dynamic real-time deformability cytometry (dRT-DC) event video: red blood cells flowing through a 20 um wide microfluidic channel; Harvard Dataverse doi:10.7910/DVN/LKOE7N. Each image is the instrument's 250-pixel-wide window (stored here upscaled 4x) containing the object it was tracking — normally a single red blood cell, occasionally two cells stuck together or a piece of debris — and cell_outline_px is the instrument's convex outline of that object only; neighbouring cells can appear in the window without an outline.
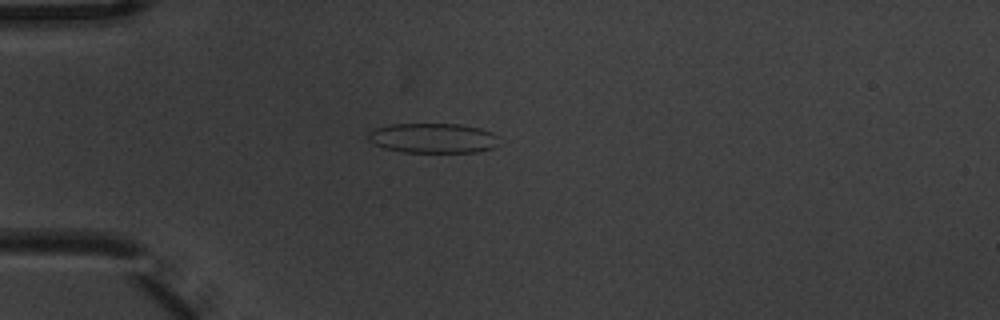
{"species": "common noctule bat (a hibernating species)", "species_latin": "Nyctalus noctula", "temperature_condition": "warm", "stored_images_in_passage": 8, "camera_frame_rate_fps": 3000, "um_per_image_px": 0.085, "animal": {"sex": "male", "body_mass_g": 20.1, "forearm_length_mm": 53.5}, "frame": {"image": 1, "passage_image": 5, "time_ms": 1.333, "image_size_px": [1000, 320], "cell_outline_px": [[500, 144], [492, 148], [476, 152], [404, 152], [384, 148], [368, 140], [368, 132], [376, 128], [392, 124], [460, 124], [480, 128], [492, 132], [500, 136]], "centroid_in_image_um": [36.86, 11.74], "position_along_channel_um": 48.1, "area_um2": 22.95}}
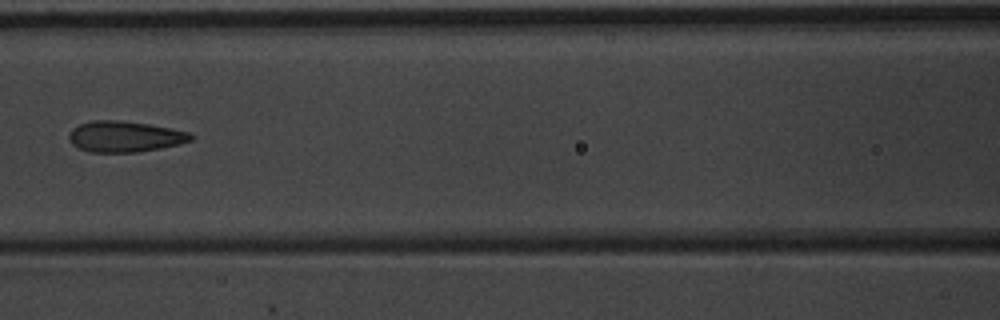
{"frame": {"image": 2, "passage_image": 8, "time_ms": 2.333, "image_size_px": [1000, 320], "cell_outline_px": [[196, 136], [192, 140], [180, 144], [160, 148], [136, 152], [92, 152], [80, 148], [72, 144], [68, 140], [68, 136], [72, 128], [80, 124], [92, 120], [120, 120], [148, 124], [172, 128], [188, 132]], "centroid_in_image_um": [10.62, 11.6], "position_along_channel_um": 156.0, "area_um2": 22.02}}